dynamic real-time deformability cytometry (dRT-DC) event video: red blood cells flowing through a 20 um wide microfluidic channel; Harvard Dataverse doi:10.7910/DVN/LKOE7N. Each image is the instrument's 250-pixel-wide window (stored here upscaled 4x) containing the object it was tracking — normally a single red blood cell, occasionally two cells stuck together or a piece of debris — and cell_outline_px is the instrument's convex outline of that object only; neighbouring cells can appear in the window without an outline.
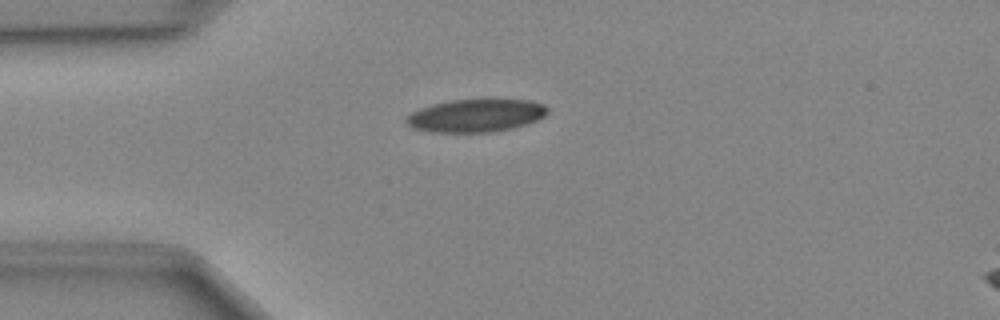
{"species": "Egyptian fruit bat (a non-hibernating species)", "species_latin": "Rousettus aegyptiacus", "temperature_condition": "cold", "stored_images_in_passage": 37, "camera_frame_rate_fps": 3000, "um_per_image_px": 0.085, "animal": {"sex": "female"}, "frame": {"image": 1, "passage_image": 1, "time_ms": 0.0, "image_size_px": [1000, 320], "cell_outline_px": [[548, 112], [544, 116], [536, 120], [512, 128], [492, 132], [432, 132], [412, 128], [404, 120], [412, 112], [420, 108], [432, 104], [452, 100], [488, 96], [528, 100], [544, 104], [548, 108]], "centroid_in_image_um": [40.48, 9.77], "position_along_channel_um": 44.5, "area_um2": 27.92}}
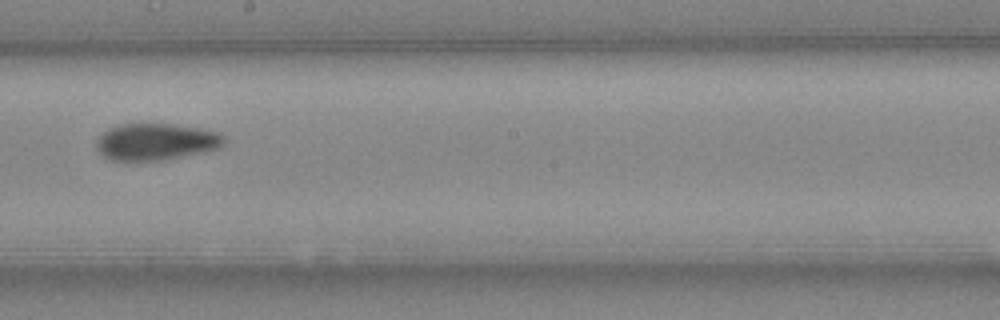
{"frame": {"image": 2, "passage_image": 16, "time_ms": 5.0, "image_size_px": [1000, 320], "cell_outline_px": [[224, 144], [220, 148], [204, 152], [160, 160], [112, 160], [96, 152], [96, 140], [108, 128], [120, 124], [172, 124], [200, 128], [220, 132], [224, 136]], "centroid_in_image_um": [13.26, 12.04], "position_along_channel_um": 234.9, "area_um2": 27.4}}
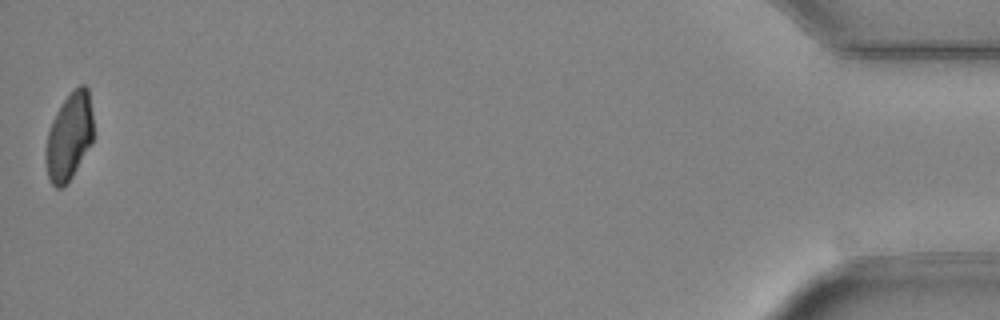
{"frame": {"image": 3, "passage_image": 37, "time_ms": 12.0, "image_size_px": [1000, 320], "cell_outline_px": [[92, 144], [68, 184], [64, 188], [56, 188], [52, 184], [48, 176], [44, 160], [44, 152], [48, 132], [52, 120], [60, 104], [80, 84], [84, 84], [88, 88], [92, 112]], "centroid_in_image_um": [5.86, 11.66], "position_along_channel_um": 429.3, "area_um2": 24.51}}